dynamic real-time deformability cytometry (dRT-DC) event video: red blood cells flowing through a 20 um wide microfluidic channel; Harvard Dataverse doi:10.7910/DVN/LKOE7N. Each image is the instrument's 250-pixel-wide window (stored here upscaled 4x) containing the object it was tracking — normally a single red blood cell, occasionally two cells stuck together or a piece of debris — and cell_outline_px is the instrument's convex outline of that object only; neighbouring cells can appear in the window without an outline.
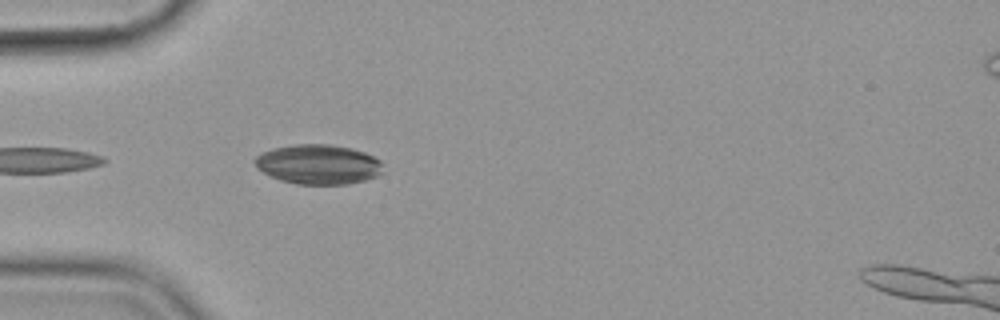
{"species": "common noctule bat (a hibernating species)", "species_latin": "Nyctalus noctula", "temperature_condition": "cold", "stored_images_in_passage": 2, "camera_frame_rate_fps": 3000, "um_per_image_px": 0.085, "animal": {"sex": "female", "body_mass_g": 19.9}, "frame": {"image": 1, "passage_image": 2, "time_ms": 2.0, "image_size_px": [1000, 320], "cell_outline_px": [[384, 172], [376, 176], [364, 180], [348, 184], [296, 184], [280, 180], [256, 168], [252, 160], [260, 152], [272, 148], [292, 144], [332, 144], [352, 148], [364, 152], [380, 160]], "centroid_in_image_um": [27.03, 13.96], "position_along_channel_um": 58.0, "area_um2": 29.94}}